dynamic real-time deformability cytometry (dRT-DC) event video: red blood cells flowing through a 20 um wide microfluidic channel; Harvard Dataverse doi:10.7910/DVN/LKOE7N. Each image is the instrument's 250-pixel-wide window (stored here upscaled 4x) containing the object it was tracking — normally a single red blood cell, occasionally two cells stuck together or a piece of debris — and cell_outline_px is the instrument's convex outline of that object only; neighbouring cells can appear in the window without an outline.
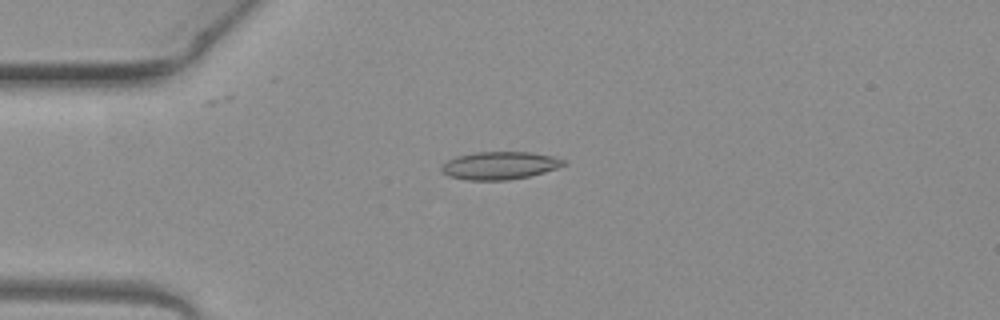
{"species": "common noctule bat (a hibernating species)", "species_latin": "Nyctalus noctula", "temperature_condition": "warm", "stored_images_in_passage": 5, "camera_frame_rate_fps": 3000, "um_per_image_px": 0.085, "animal": {"sex": "female", "body_mass_g": 19.3, "forearm_length_mm": 54.1}, "frame": {"image": 1, "passage_image": 4, "time_ms": 1.0, "image_size_px": [1000, 320], "cell_outline_px": [[568, 164], [544, 172], [528, 176], [508, 180], [468, 180], [448, 176], [440, 172], [440, 164], [444, 160], [456, 156], [476, 152], [532, 152], [552, 156], [568, 160]], "centroid_in_image_um": [42.43, 14.06], "position_along_channel_um": 42.6, "area_um2": 20.11}}